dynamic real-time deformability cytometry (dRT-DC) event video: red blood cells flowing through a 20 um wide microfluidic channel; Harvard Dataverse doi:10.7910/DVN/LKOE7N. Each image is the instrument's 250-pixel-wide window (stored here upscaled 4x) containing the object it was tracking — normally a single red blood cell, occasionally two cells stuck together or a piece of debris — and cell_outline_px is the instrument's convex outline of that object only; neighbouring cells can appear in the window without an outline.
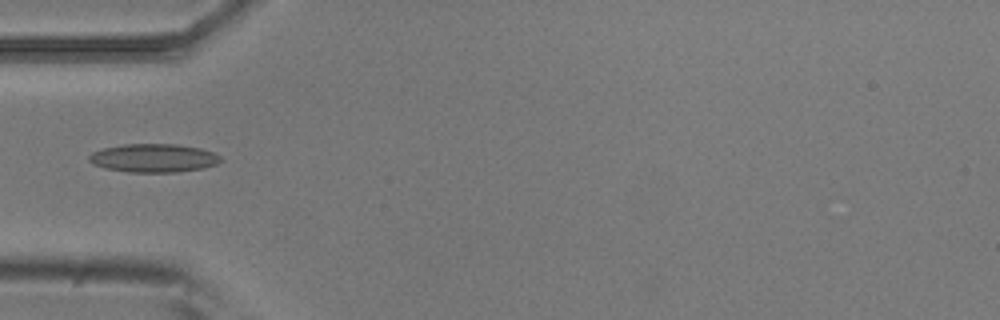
{"species": "common noctule bat (a hibernating species)", "species_latin": "Nyctalus noctula", "temperature_condition": "room temperature", "stored_images_in_passage": 5, "camera_frame_rate_fps": 3000, "um_per_image_px": 0.085, "animal": {"sex": "male", "body_mass_g": 20.5, "forearm_length_mm": 52.5}, "frame": {"image": 1, "passage_image": 5, "time_ms": 1.333, "image_size_px": [1000, 320], "cell_outline_px": [[224, 160], [216, 164], [204, 168], [176, 172], [128, 172], [104, 168], [92, 164], [88, 160], [88, 156], [92, 152], [104, 148], [124, 144], [176, 144], [200, 148], [212, 152], [220, 156]], "centroid_in_image_um": [13.05, 13.44], "position_along_channel_um": 71.9, "area_um2": 21.91}}